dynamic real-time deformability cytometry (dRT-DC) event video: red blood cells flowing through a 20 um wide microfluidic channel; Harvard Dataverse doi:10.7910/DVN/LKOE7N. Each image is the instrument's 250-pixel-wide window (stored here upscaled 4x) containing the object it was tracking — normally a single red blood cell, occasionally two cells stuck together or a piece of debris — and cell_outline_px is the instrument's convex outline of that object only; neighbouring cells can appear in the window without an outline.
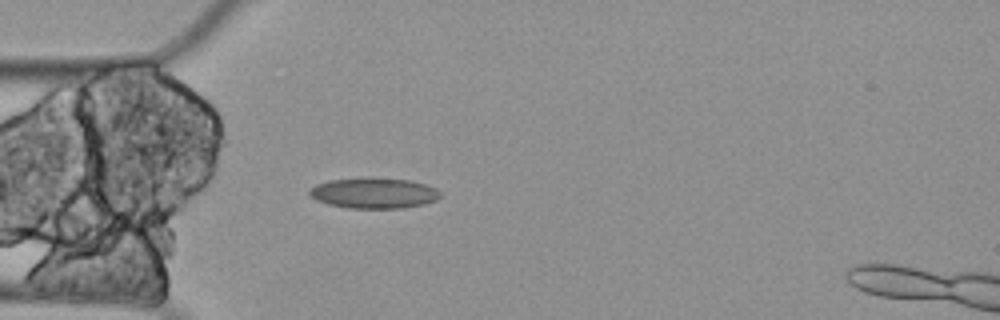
{"species": "Egyptian fruit bat (a non-hibernating species)", "species_latin": "Rousettus aegyptiacus", "temperature_condition": "cold", "stored_images_in_passage": 4, "camera_frame_rate_fps": 3000, "um_per_image_px": 0.085, "animal": {"sex": "female"}, "frame": {"image": 1, "passage_image": 4, "time_ms": 1.0, "image_size_px": [1000, 320], "cell_outline_px": [[440, 196], [436, 200], [424, 204], [404, 208], [348, 208], [328, 204], [316, 200], [308, 196], [308, 188], [316, 184], [328, 180], [372, 176], [412, 180], [436, 188], [440, 192]], "centroid_in_image_um": [31.74, 16.39], "position_along_channel_um": 53.3, "area_um2": 23.93}}